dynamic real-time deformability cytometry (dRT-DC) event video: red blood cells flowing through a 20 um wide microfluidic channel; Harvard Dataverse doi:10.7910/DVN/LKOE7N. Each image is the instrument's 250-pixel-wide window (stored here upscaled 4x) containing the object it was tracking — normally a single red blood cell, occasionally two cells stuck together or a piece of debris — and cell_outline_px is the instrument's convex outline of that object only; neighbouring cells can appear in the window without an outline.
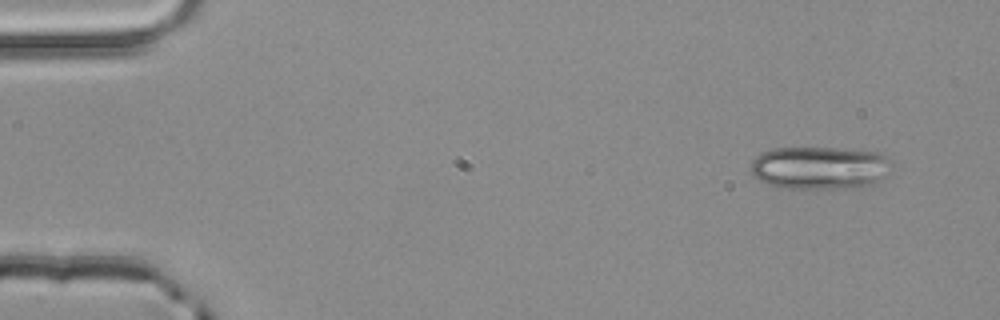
{"species": "common noctule bat (a hibernating species)", "species_latin": "Nyctalus noctula", "temperature_condition": "room temperature", "stored_images_in_passage": 3, "camera_frame_rate_fps": 3000, "um_per_image_px": 0.085, "animal": {"sex": "male", "body_mass_g": 20.4}, "frame": {"image": 1, "passage_image": 1, "time_ms": 0.0, "image_size_px": [1000, 320], "cell_outline_px": [[892, 172], [872, 188], [780, 188], [764, 184], [752, 176], [752, 160], [760, 152], [772, 148], [836, 148], [880, 152], [884, 156]], "centroid_in_image_um": [69.69, 14.29], "position_along_channel_um": 15.3, "area_um2": 36.01}}